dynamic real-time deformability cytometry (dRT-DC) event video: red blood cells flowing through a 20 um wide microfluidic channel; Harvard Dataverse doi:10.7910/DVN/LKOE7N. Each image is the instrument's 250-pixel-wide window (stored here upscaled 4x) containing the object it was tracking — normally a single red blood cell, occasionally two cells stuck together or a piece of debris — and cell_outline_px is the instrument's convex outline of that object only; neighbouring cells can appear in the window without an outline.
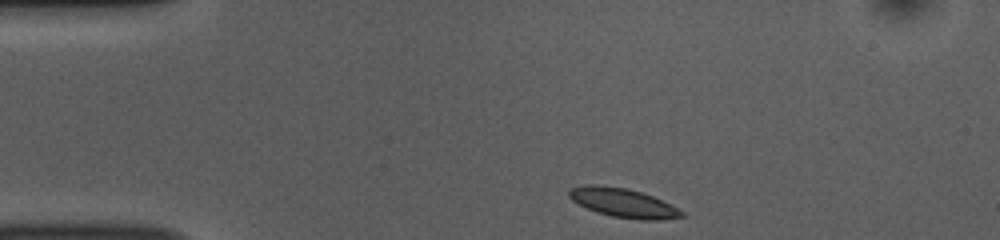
{"species": "common noctule bat (a hibernating species)", "species_latin": "Nyctalus noctula", "temperature_condition": "room temperature", "stored_images_in_passage": 44, "camera_frame_rate_fps": 3000, "um_per_image_px": 0.085, "animal": {"sex": "female", "body_mass_g": 10.0, "forearm_length_mm": 53.1}, "frame": {"image": 1, "passage_image": 1, "time_ms": 0.0, "image_size_px": [1000, 240], "cell_outline_px": [[684, 216], [660, 220], [640, 220], [612, 216], [596, 212], [572, 200], [568, 196], [568, 192], [572, 188], [588, 184], [592, 184], [624, 188], [640, 192], [652, 196], [684, 212]], "centroid_in_image_um": [52.95, 17.25], "position_along_channel_um": 32.1, "area_um2": 18.61}}
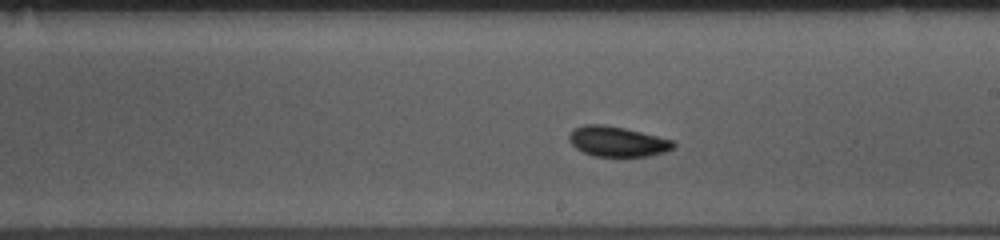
{"frame": {"image": 2, "passage_image": 21, "time_ms": 6.667, "image_size_px": [1000, 240], "cell_outline_px": [[676, 144], [672, 148], [664, 152], [648, 156], [592, 156], [576, 148], [568, 140], [568, 136], [572, 128], [584, 124], [604, 124], [624, 128], [672, 140]], "centroid_in_image_um": [52.41, 12.02], "position_along_channel_um": 236.6, "area_um2": 18.26}}
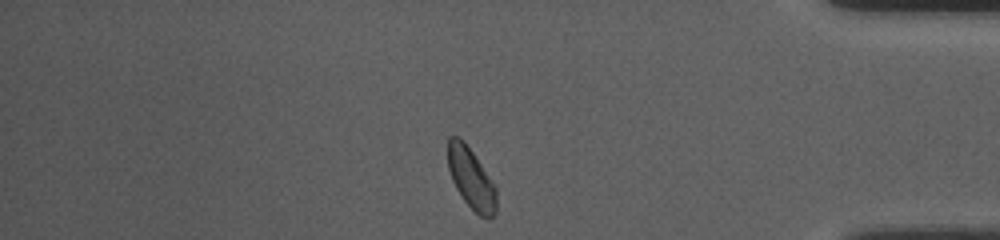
{"frame": {"image": 3, "passage_image": 36, "time_ms": 11.667, "image_size_px": [1000, 240], "cell_outline_px": [[496, 212], [488, 220], [480, 216], [464, 200], [456, 188], [452, 180], [448, 168], [448, 136], [460, 136], [464, 140], [496, 184]], "centroid_in_image_um": [40.06, 15.14], "position_along_channel_um": 395.1, "area_um2": 17.46}, "authors_computed_cell_mechanics": {"area_um2": 17.8602, "velocity_mm_per_s": 3.7659, "shape_relaxation_time_tau1_ms": null, "shape_relaxation_time_tau2_ms": 4.4342, "deformation_change_tau1": null, "deformation_change_tau2": 0.0835}}